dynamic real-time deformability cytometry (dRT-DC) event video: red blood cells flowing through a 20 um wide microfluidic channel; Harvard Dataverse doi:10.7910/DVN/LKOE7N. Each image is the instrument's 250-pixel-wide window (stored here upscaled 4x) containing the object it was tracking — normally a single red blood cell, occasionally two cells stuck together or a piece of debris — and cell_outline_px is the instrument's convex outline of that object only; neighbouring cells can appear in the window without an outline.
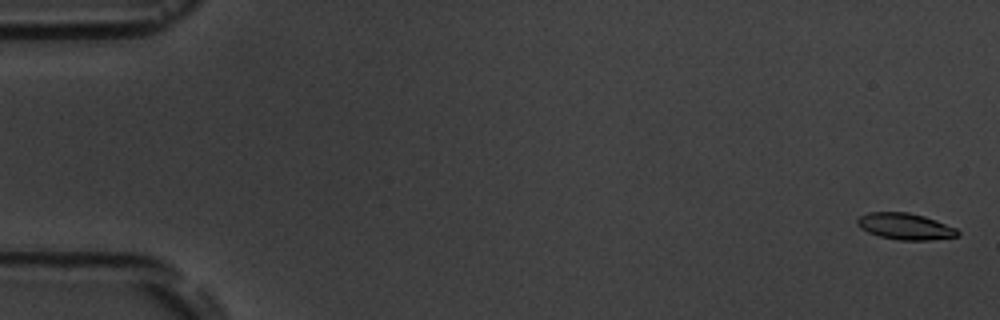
{"species": "common noctule bat (a hibernating species)", "species_latin": "Nyctalus noctula", "temperature_condition": "room temperature", "stored_images_in_passage": 6, "camera_frame_rate_fps": 3000, "um_per_image_px": 0.085, "animal": {"sex": "male", "body_mass_g": 19.5, "forearm_length_mm": 54.6}, "frame": {"image": 1, "passage_image": 1, "time_ms": 0.0, "image_size_px": [1000, 320], "cell_outline_px": [[960, 236], [928, 240], [900, 240], [880, 236], [868, 232], [860, 228], [856, 224], [856, 220], [860, 216], [868, 212], [908, 212], [924, 216], [936, 220], [956, 228], [960, 232]], "centroid_in_image_um": [76.94, 19.24], "position_along_channel_um": 8.1, "area_um2": 15.49}}
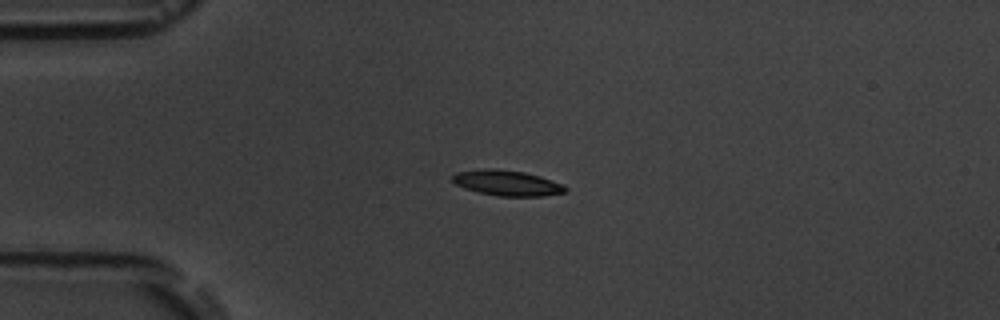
{"frame": {"image": 2, "passage_image": 4, "time_ms": 4.333, "image_size_px": [1000, 320], "cell_outline_px": [[568, 192], [544, 196], [496, 196], [464, 188], [456, 184], [452, 180], [452, 176], [456, 172], [488, 168], [496, 168], [524, 172], [540, 176], [564, 184], [568, 188]], "centroid_in_image_um": [43.15, 15.55], "position_along_channel_um": 41.9, "area_um2": 16.88}}
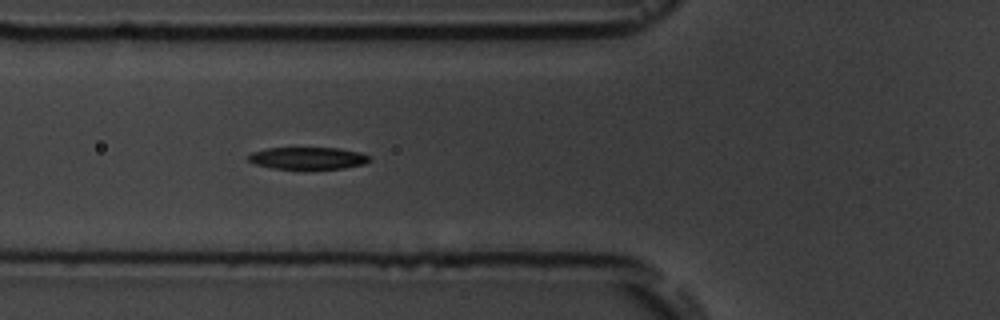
{"frame": {"image": 3, "passage_image": 6, "time_ms": 6.667, "image_size_px": [1000, 320], "cell_outline_px": [[372, 160], [364, 164], [344, 168], [272, 168], [252, 164], [248, 160], [248, 156], [252, 152], [268, 148], [340, 148], [360, 152], [368, 156]], "centroid_in_image_um": [26.16, 13.44], "position_along_channel_um": 99.6, "area_um2": 15.49}}